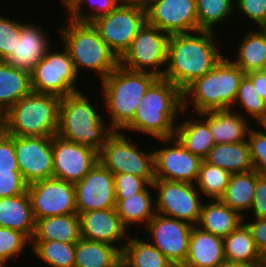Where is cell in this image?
<instances>
[{"label":"cell","instance_id":"cell-1","mask_svg":"<svg viewBox=\"0 0 266 267\" xmlns=\"http://www.w3.org/2000/svg\"><path fill=\"white\" fill-rule=\"evenodd\" d=\"M219 41L217 33L213 31L170 35L163 78L183 92L222 59L224 53L218 47Z\"/></svg>","mask_w":266,"mask_h":267},{"label":"cell","instance_id":"cell-2","mask_svg":"<svg viewBox=\"0 0 266 267\" xmlns=\"http://www.w3.org/2000/svg\"><path fill=\"white\" fill-rule=\"evenodd\" d=\"M185 113L182 91L165 78L158 77L138 104L133 120L121 132L142 133L155 139L173 138L176 122Z\"/></svg>","mask_w":266,"mask_h":267},{"label":"cell","instance_id":"cell-3","mask_svg":"<svg viewBox=\"0 0 266 267\" xmlns=\"http://www.w3.org/2000/svg\"><path fill=\"white\" fill-rule=\"evenodd\" d=\"M244 75L231 57L224 55L212 70L182 92L183 110L188 112L193 107L192 110L198 115L213 110L234 109V101Z\"/></svg>","mask_w":266,"mask_h":267},{"label":"cell","instance_id":"cell-4","mask_svg":"<svg viewBox=\"0 0 266 267\" xmlns=\"http://www.w3.org/2000/svg\"><path fill=\"white\" fill-rule=\"evenodd\" d=\"M82 92L80 90L61 98L57 135L99 152L114 131L99 112V104H92L89 96Z\"/></svg>","mask_w":266,"mask_h":267},{"label":"cell","instance_id":"cell-5","mask_svg":"<svg viewBox=\"0 0 266 267\" xmlns=\"http://www.w3.org/2000/svg\"><path fill=\"white\" fill-rule=\"evenodd\" d=\"M157 78L154 73L131 71L119 65L100 81L103 107L113 131H122L133 120L138 104Z\"/></svg>","mask_w":266,"mask_h":267},{"label":"cell","instance_id":"cell-6","mask_svg":"<svg viewBox=\"0 0 266 267\" xmlns=\"http://www.w3.org/2000/svg\"><path fill=\"white\" fill-rule=\"evenodd\" d=\"M66 23L62 25L64 27L58 28V32L61 35V44L68 50L78 75L86 68L97 72L102 81L119 66V58L92 23L70 19Z\"/></svg>","mask_w":266,"mask_h":267},{"label":"cell","instance_id":"cell-7","mask_svg":"<svg viewBox=\"0 0 266 267\" xmlns=\"http://www.w3.org/2000/svg\"><path fill=\"white\" fill-rule=\"evenodd\" d=\"M61 97L31 91L6 111V134L30 137L57 135Z\"/></svg>","mask_w":266,"mask_h":267},{"label":"cell","instance_id":"cell-8","mask_svg":"<svg viewBox=\"0 0 266 267\" xmlns=\"http://www.w3.org/2000/svg\"><path fill=\"white\" fill-rule=\"evenodd\" d=\"M146 22L144 2L122 0L110 13L96 18L91 23L109 48L120 58Z\"/></svg>","mask_w":266,"mask_h":267},{"label":"cell","instance_id":"cell-9","mask_svg":"<svg viewBox=\"0 0 266 267\" xmlns=\"http://www.w3.org/2000/svg\"><path fill=\"white\" fill-rule=\"evenodd\" d=\"M99 162L113 175L130 173L155 181L154 149L145 152L121 131H114L99 151Z\"/></svg>","mask_w":266,"mask_h":267},{"label":"cell","instance_id":"cell-10","mask_svg":"<svg viewBox=\"0 0 266 267\" xmlns=\"http://www.w3.org/2000/svg\"><path fill=\"white\" fill-rule=\"evenodd\" d=\"M52 48L48 49L44 58L30 71L31 90L61 98L80 91L76 84L80 77L68 50L64 46L63 51L62 48L60 51Z\"/></svg>","mask_w":266,"mask_h":267},{"label":"cell","instance_id":"cell-11","mask_svg":"<svg viewBox=\"0 0 266 267\" xmlns=\"http://www.w3.org/2000/svg\"><path fill=\"white\" fill-rule=\"evenodd\" d=\"M169 36L168 33L146 22L130 47L119 58V65L127 70L151 72L163 77Z\"/></svg>","mask_w":266,"mask_h":267},{"label":"cell","instance_id":"cell-12","mask_svg":"<svg viewBox=\"0 0 266 267\" xmlns=\"http://www.w3.org/2000/svg\"><path fill=\"white\" fill-rule=\"evenodd\" d=\"M152 185L157 214L198 224L204 202L195 184L155 179Z\"/></svg>","mask_w":266,"mask_h":267},{"label":"cell","instance_id":"cell-13","mask_svg":"<svg viewBox=\"0 0 266 267\" xmlns=\"http://www.w3.org/2000/svg\"><path fill=\"white\" fill-rule=\"evenodd\" d=\"M193 227L186 221L156 213L145 230L151 236L152 241L149 242L175 267H182L188 255Z\"/></svg>","mask_w":266,"mask_h":267},{"label":"cell","instance_id":"cell-14","mask_svg":"<svg viewBox=\"0 0 266 267\" xmlns=\"http://www.w3.org/2000/svg\"><path fill=\"white\" fill-rule=\"evenodd\" d=\"M35 220L77 214L74 184L54 177L27 186Z\"/></svg>","mask_w":266,"mask_h":267},{"label":"cell","instance_id":"cell-15","mask_svg":"<svg viewBox=\"0 0 266 267\" xmlns=\"http://www.w3.org/2000/svg\"><path fill=\"white\" fill-rule=\"evenodd\" d=\"M157 140L162 146L165 143V147L154 150L155 179L194 184L203 160L185 149L175 137Z\"/></svg>","mask_w":266,"mask_h":267},{"label":"cell","instance_id":"cell-16","mask_svg":"<svg viewBox=\"0 0 266 267\" xmlns=\"http://www.w3.org/2000/svg\"><path fill=\"white\" fill-rule=\"evenodd\" d=\"M53 174L52 177L75 184L99 162V152L85 145H79L52 136Z\"/></svg>","mask_w":266,"mask_h":267},{"label":"cell","instance_id":"cell-17","mask_svg":"<svg viewBox=\"0 0 266 267\" xmlns=\"http://www.w3.org/2000/svg\"><path fill=\"white\" fill-rule=\"evenodd\" d=\"M147 22L172 34L198 31L196 0H145Z\"/></svg>","mask_w":266,"mask_h":267},{"label":"cell","instance_id":"cell-18","mask_svg":"<svg viewBox=\"0 0 266 267\" xmlns=\"http://www.w3.org/2000/svg\"><path fill=\"white\" fill-rule=\"evenodd\" d=\"M76 211L80 215L93 210L116 208L114 175L98 162L74 184Z\"/></svg>","mask_w":266,"mask_h":267},{"label":"cell","instance_id":"cell-19","mask_svg":"<svg viewBox=\"0 0 266 267\" xmlns=\"http://www.w3.org/2000/svg\"><path fill=\"white\" fill-rule=\"evenodd\" d=\"M15 153L21 175L28 185L52 177V137L15 136Z\"/></svg>","mask_w":266,"mask_h":267},{"label":"cell","instance_id":"cell-20","mask_svg":"<svg viewBox=\"0 0 266 267\" xmlns=\"http://www.w3.org/2000/svg\"><path fill=\"white\" fill-rule=\"evenodd\" d=\"M79 217L81 238L111 244L122 252L130 235L115 208L84 212Z\"/></svg>","mask_w":266,"mask_h":267},{"label":"cell","instance_id":"cell-21","mask_svg":"<svg viewBox=\"0 0 266 267\" xmlns=\"http://www.w3.org/2000/svg\"><path fill=\"white\" fill-rule=\"evenodd\" d=\"M46 30L36 24L22 23L21 36L15 48L4 60L13 68L30 72L52 46Z\"/></svg>","mask_w":266,"mask_h":267},{"label":"cell","instance_id":"cell-22","mask_svg":"<svg viewBox=\"0 0 266 267\" xmlns=\"http://www.w3.org/2000/svg\"><path fill=\"white\" fill-rule=\"evenodd\" d=\"M225 260L223 238L194 225L182 267H220Z\"/></svg>","mask_w":266,"mask_h":267},{"label":"cell","instance_id":"cell-23","mask_svg":"<svg viewBox=\"0 0 266 267\" xmlns=\"http://www.w3.org/2000/svg\"><path fill=\"white\" fill-rule=\"evenodd\" d=\"M193 116L190 120L177 122L174 137L185 149L204 160L216 145L210 132L209 111L198 114L199 118Z\"/></svg>","mask_w":266,"mask_h":267},{"label":"cell","instance_id":"cell-24","mask_svg":"<svg viewBox=\"0 0 266 267\" xmlns=\"http://www.w3.org/2000/svg\"><path fill=\"white\" fill-rule=\"evenodd\" d=\"M0 227L24 233L30 240L33 238L36 220L27 191L0 198Z\"/></svg>","mask_w":266,"mask_h":267},{"label":"cell","instance_id":"cell-25","mask_svg":"<svg viewBox=\"0 0 266 267\" xmlns=\"http://www.w3.org/2000/svg\"><path fill=\"white\" fill-rule=\"evenodd\" d=\"M250 123L233 109L209 111L210 132L216 144L247 141Z\"/></svg>","mask_w":266,"mask_h":267},{"label":"cell","instance_id":"cell-26","mask_svg":"<svg viewBox=\"0 0 266 267\" xmlns=\"http://www.w3.org/2000/svg\"><path fill=\"white\" fill-rule=\"evenodd\" d=\"M153 185L149 184L142 192L131 196H116V211L121 221L128 229L134 225L146 227L149 221L156 214L155 199L151 193ZM152 192H151V191Z\"/></svg>","mask_w":266,"mask_h":267},{"label":"cell","instance_id":"cell-27","mask_svg":"<svg viewBox=\"0 0 266 267\" xmlns=\"http://www.w3.org/2000/svg\"><path fill=\"white\" fill-rule=\"evenodd\" d=\"M244 217L219 199L203 203L197 226L222 238L228 236L241 223Z\"/></svg>","mask_w":266,"mask_h":267},{"label":"cell","instance_id":"cell-28","mask_svg":"<svg viewBox=\"0 0 266 267\" xmlns=\"http://www.w3.org/2000/svg\"><path fill=\"white\" fill-rule=\"evenodd\" d=\"M80 238V217L78 214H68L37 219L31 241L76 243Z\"/></svg>","mask_w":266,"mask_h":267},{"label":"cell","instance_id":"cell-29","mask_svg":"<svg viewBox=\"0 0 266 267\" xmlns=\"http://www.w3.org/2000/svg\"><path fill=\"white\" fill-rule=\"evenodd\" d=\"M122 252L115 246L80 238L75 243L74 267H120Z\"/></svg>","mask_w":266,"mask_h":267},{"label":"cell","instance_id":"cell-30","mask_svg":"<svg viewBox=\"0 0 266 267\" xmlns=\"http://www.w3.org/2000/svg\"><path fill=\"white\" fill-rule=\"evenodd\" d=\"M204 161L231 174L254 170L247 141L216 144Z\"/></svg>","mask_w":266,"mask_h":267},{"label":"cell","instance_id":"cell-31","mask_svg":"<svg viewBox=\"0 0 266 267\" xmlns=\"http://www.w3.org/2000/svg\"><path fill=\"white\" fill-rule=\"evenodd\" d=\"M247 33V34H246ZM235 47L237 59H231L246 74L259 71L266 64V28L248 30Z\"/></svg>","mask_w":266,"mask_h":267},{"label":"cell","instance_id":"cell-32","mask_svg":"<svg viewBox=\"0 0 266 267\" xmlns=\"http://www.w3.org/2000/svg\"><path fill=\"white\" fill-rule=\"evenodd\" d=\"M226 262L241 264H266L259 253L247 225L243 222L223 238Z\"/></svg>","mask_w":266,"mask_h":267},{"label":"cell","instance_id":"cell-33","mask_svg":"<svg viewBox=\"0 0 266 267\" xmlns=\"http://www.w3.org/2000/svg\"><path fill=\"white\" fill-rule=\"evenodd\" d=\"M258 175L255 170L232 173L227 188L219 200L243 217L246 216L247 212H251Z\"/></svg>","mask_w":266,"mask_h":267},{"label":"cell","instance_id":"cell-34","mask_svg":"<svg viewBox=\"0 0 266 267\" xmlns=\"http://www.w3.org/2000/svg\"><path fill=\"white\" fill-rule=\"evenodd\" d=\"M147 239L129 236L122 250L121 265L123 267H175Z\"/></svg>","mask_w":266,"mask_h":267},{"label":"cell","instance_id":"cell-35","mask_svg":"<svg viewBox=\"0 0 266 267\" xmlns=\"http://www.w3.org/2000/svg\"><path fill=\"white\" fill-rule=\"evenodd\" d=\"M31 91L30 72L0 60V106L7 111Z\"/></svg>","mask_w":266,"mask_h":267},{"label":"cell","instance_id":"cell-36","mask_svg":"<svg viewBox=\"0 0 266 267\" xmlns=\"http://www.w3.org/2000/svg\"><path fill=\"white\" fill-rule=\"evenodd\" d=\"M31 251L50 267H74L75 243L61 241H31Z\"/></svg>","mask_w":266,"mask_h":267},{"label":"cell","instance_id":"cell-37","mask_svg":"<svg viewBox=\"0 0 266 267\" xmlns=\"http://www.w3.org/2000/svg\"><path fill=\"white\" fill-rule=\"evenodd\" d=\"M235 0H196L198 31H217L216 26L235 12Z\"/></svg>","mask_w":266,"mask_h":267},{"label":"cell","instance_id":"cell-38","mask_svg":"<svg viewBox=\"0 0 266 267\" xmlns=\"http://www.w3.org/2000/svg\"><path fill=\"white\" fill-rule=\"evenodd\" d=\"M230 176L229 171L210 165L203 160L194 184L202 196H206L210 200L220 199L227 188Z\"/></svg>","mask_w":266,"mask_h":267},{"label":"cell","instance_id":"cell-39","mask_svg":"<svg viewBox=\"0 0 266 267\" xmlns=\"http://www.w3.org/2000/svg\"><path fill=\"white\" fill-rule=\"evenodd\" d=\"M121 1L122 0H72L65 7L68 14L66 18L76 22L91 23L96 18L110 13ZM84 4H88L91 12H84L86 9L83 7L85 6Z\"/></svg>","mask_w":266,"mask_h":267},{"label":"cell","instance_id":"cell-40","mask_svg":"<svg viewBox=\"0 0 266 267\" xmlns=\"http://www.w3.org/2000/svg\"><path fill=\"white\" fill-rule=\"evenodd\" d=\"M263 103L264 100L257 93L252 80L245 74L241 80L237 97L234 101V107L235 105L237 106L235 111L239 112L244 118L249 119L251 123H254L262 115ZM237 104L245 111L240 110Z\"/></svg>","mask_w":266,"mask_h":267},{"label":"cell","instance_id":"cell-41","mask_svg":"<svg viewBox=\"0 0 266 267\" xmlns=\"http://www.w3.org/2000/svg\"><path fill=\"white\" fill-rule=\"evenodd\" d=\"M29 244L31 240L24 233L0 227V267L8 266L9 261L18 257Z\"/></svg>","mask_w":266,"mask_h":267},{"label":"cell","instance_id":"cell-42","mask_svg":"<svg viewBox=\"0 0 266 267\" xmlns=\"http://www.w3.org/2000/svg\"><path fill=\"white\" fill-rule=\"evenodd\" d=\"M252 128L249 130L247 142L253 168L259 174H266V128Z\"/></svg>","mask_w":266,"mask_h":267},{"label":"cell","instance_id":"cell-43","mask_svg":"<svg viewBox=\"0 0 266 267\" xmlns=\"http://www.w3.org/2000/svg\"><path fill=\"white\" fill-rule=\"evenodd\" d=\"M22 23L0 15V60H5L21 36Z\"/></svg>","mask_w":266,"mask_h":267},{"label":"cell","instance_id":"cell-44","mask_svg":"<svg viewBox=\"0 0 266 267\" xmlns=\"http://www.w3.org/2000/svg\"><path fill=\"white\" fill-rule=\"evenodd\" d=\"M235 11L254 22L256 28H266V0H235Z\"/></svg>","mask_w":266,"mask_h":267},{"label":"cell","instance_id":"cell-45","mask_svg":"<svg viewBox=\"0 0 266 267\" xmlns=\"http://www.w3.org/2000/svg\"><path fill=\"white\" fill-rule=\"evenodd\" d=\"M116 196H131L142 192L150 183L130 173L114 175Z\"/></svg>","mask_w":266,"mask_h":267},{"label":"cell","instance_id":"cell-46","mask_svg":"<svg viewBox=\"0 0 266 267\" xmlns=\"http://www.w3.org/2000/svg\"><path fill=\"white\" fill-rule=\"evenodd\" d=\"M20 171L15 153V136L0 135V172Z\"/></svg>","mask_w":266,"mask_h":267},{"label":"cell","instance_id":"cell-47","mask_svg":"<svg viewBox=\"0 0 266 267\" xmlns=\"http://www.w3.org/2000/svg\"><path fill=\"white\" fill-rule=\"evenodd\" d=\"M27 186L20 171L0 172V198L23 194Z\"/></svg>","mask_w":266,"mask_h":267},{"label":"cell","instance_id":"cell-48","mask_svg":"<svg viewBox=\"0 0 266 267\" xmlns=\"http://www.w3.org/2000/svg\"><path fill=\"white\" fill-rule=\"evenodd\" d=\"M248 218L247 215L244 216L243 222L249 228L259 253L266 261V219L253 218L252 220H255L250 221Z\"/></svg>","mask_w":266,"mask_h":267},{"label":"cell","instance_id":"cell-49","mask_svg":"<svg viewBox=\"0 0 266 267\" xmlns=\"http://www.w3.org/2000/svg\"><path fill=\"white\" fill-rule=\"evenodd\" d=\"M251 210L254 218L266 219V174H259L256 178Z\"/></svg>","mask_w":266,"mask_h":267},{"label":"cell","instance_id":"cell-50","mask_svg":"<svg viewBox=\"0 0 266 267\" xmlns=\"http://www.w3.org/2000/svg\"><path fill=\"white\" fill-rule=\"evenodd\" d=\"M246 75L252 80L254 88L263 100H266V76L261 70L251 71Z\"/></svg>","mask_w":266,"mask_h":267},{"label":"cell","instance_id":"cell-51","mask_svg":"<svg viewBox=\"0 0 266 267\" xmlns=\"http://www.w3.org/2000/svg\"><path fill=\"white\" fill-rule=\"evenodd\" d=\"M220 267H266V264H241L224 262Z\"/></svg>","mask_w":266,"mask_h":267},{"label":"cell","instance_id":"cell-52","mask_svg":"<svg viewBox=\"0 0 266 267\" xmlns=\"http://www.w3.org/2000/svg\"><path fill=\"white\" fill-rule=\"evenodd\" d=\"M6 133V110L0 106V135Z\"/></svg>","mask_w":266,"mask_h":267},{"label":"cell","instance_id":"cell-53","mask_svg":"<svg viewBox=\"0 0 266 267\" xmlns=\"http://www.w3.org/2000/svg\"><path fill=\"white\" fill-rule=\"evenodd\" d=\"M255 124H257V126L266 128V100H264L263 103V111H262V115L261 117L255 122Z\"/></svg>","mask_w":266,"mask_h":267},{"label":"cell","instance_id":"cell-54","mask_svg":"<svg viewBox=\"0 0 266 267\" xmlns=\"http://www.w3.org/2000/svg\"><path fill=\"white\" fill-rule=\"evenodd\" d=\"M72 0H61L60 2L62 3L61 6L64 5V7H66Z\"/></svg>","mask_w":266,"mask_h":267},{"label":"cell","instance_id":"cell-55","mask_svg":"<svg viewBox=\"0 0 266 267\" xmlns=\"http://www.w3.org/2000/svg\"><path fill=\"white\" fill-rule=\"evenodd\" d=\"M261 71H262L263 74L266 76V64H265L264 67L261 69Z\"/></svg>","mask_w":266,"mask_h":267}]
</instances>
